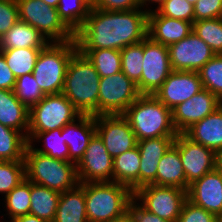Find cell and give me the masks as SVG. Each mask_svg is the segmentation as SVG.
Segmentation results:
<instances>
[{
    "label": "cell",
    "instance_id": "cell-1",
    "mask_svg": "<svg viewBox=\"0 0 222 222\" xmlns=\"http://www.w3.org/2000/svg\"><path fill=\"white\" fill-rule=\"evenodd\" d=\"M105 11L91 6L82 27L75 33L79 50L117 49L142 42L148 36L147 8Z\"/></svg>",
    "mask_w": 222,
    "mask_h": 222
},
{
    "label": "cell",
    "instance_id": "cell-2",
    "mask_svg": "<svg viewBox=\"0 0 222 222\" xmlns=\"http://www.w3.org/2000/svg\"><path fill=\"white\" fill-rule=\"evenodd\" d=\"M100 75L77 49L70 58L62 93L81 115L98 116Z\"/></svg>",
    "mask_w": 222,
    "mask_h": 222
},
{
    "label": "cell",
    "instance_id": "cell-3",
    "mask_svg": "<svg viewBox=\"0 0 222 222\" xmlns=\"http://www.w3.org/2000/svg\"><path fill=\"white\" fill-rule=\"evenodd\" d=\"M137 141L158 137H176L171 110L154 95L141 94L125 111Z\"/></svg>",
    "mask_w": 222,
    "mask_h": 222
},
{
    "label": "cell",
    "instance_id": "cell-4",
    "mask_svg": "<svg viewBox=\"0 0 222 222\" xmlns=\"http://www.w3.org/2000/svg\"><path fill=\"white\" fill-rule=\"evenodd\" d=\"M26 179L63 193L79 184L76 163L38 153L28 144L24 156Z\"/></svg>",
    "mask_w": 222,
    "mask_h": 222
},
{
    "label": "cell",
    "instance_id": "cell-5",
    "mask_svg": "<svg viewBox=\"0 0 222 222\" xmlns=\"http://www.w3.org/2000/svg\"><path fill=\"white\" fill-rule=\"evenodd\" d=\"M88 222H111L124 215L134 198V192L116 182L84 183Z\"/></svg>",
    "mask_w": 222,
    "mask_h": 222
},
{
    "label": "cell",
    "instance_id": "cell-6",
    "mask_svg": "<svg viewBox=\"0 0 222 222\" xmlns=\"http://www.w3.org/2000/svg\"><path fill=\"white\" fill-rule=\"evenodd\" d=\"M77 49L76 39L49 42L41 49L32 74L45 95L62 93L70 58Z\"/></svg>",
    "mask_w": 222,
    "mask_h": 222
},
{
    "label": "cell",
    "instance_id": "cell-7",
    "mask_svg": "<svg viewBox=\"0 0 222 222\" xmlns=\"http://www.w3.org/2000/svg\"><path fill=\"white\" fill-rule=\"evenodd\" d=\"M80 115L63 93L45 95L29 109L28 143L38 133L62 129Z\"/></svg>",
    "mask_w": 222,
    "mask_h": 222
},
{
    "label": "cell",
    "instance_id": "cell-8",
    "mask_svg": "<svg viewBox=\"0 0 222 222\" xmlns=\"http://www.w3.org/2000/svg\"><path fill=\"white\" fill-rule=\"evenodd\" d=\"M19 20L37 29L48 42L75 39V33L60 18L57 8L41 0H16Z\"/></svg>",
    "mask_w": 222,
    "mask_h": 222
},
{
    "label": "cell",
    "instance_id": "cell-9",
    "mask_svg": "<svg viewBox=\"0 0 222 222\" xmlns=\"http://www.w3.org/2000/svg\"><path fill=\"white\" fill-rule=\"evenodd\" d=\"M140 95L137 85L122 71L102 77L99 85L98 116L123 115Z\"/></svg>",
    "mask_w": 222,
    "mask_h": 222
},
{
    "label": "cell",
    "instance_id": "cell-10",
    "mask_svg": "<svg viewBox=\"0 0 222 222\" xmlns=\"http://www.w3.org/2000/svg\"><path fill=\"white\" fill-rule=\"evenodd\" d=\"M134 198L149 212L162 219L177 222L187 200V191L177 187L149 184L136 190Z\"/></svg>",
    "mask_w": 222,
    "mask_h": 222
},
{
    "label": "cell",
    "instance_id": "cell-11",
    "mask_svg": "<svg viewBox=\"0 0 222 222\" xmlns=\"http://www.w3.org/2000/svg\"><path fill=\"white\" fill-rule=\"evenodd\" d=\"M143 53V70L137 89L140 94L154 95L173 71L168 46L157 43L147 36L143 40Z\"/></svg>",
    "mask_w": 222,
    "mask_h": 222
},
{
    "label": "cell",
    "instance_id": "cell-12",
    "mask_svg": "<svg viewBox=\"0 0 222 222\" xmlns=\"http://www.w3.org/2000/svg\"><path fill=\"white\" fill-rule=\"evenodd\" d=\"M79 183L113 182V158L97 133L76 164Z\"/></svg>",
    "mask_w": 222,
    "mask_h": 222
},
{
    "label": "cell",
    "instance_id": "cell-13",
    "mask_svg": "<svg viewBox=\"0 0 222 222\" xmlns=\"http://www.w3.org/2000/svg\"><path fill=\"white\" fill-rule=\"evenodd\" d=\"M95 126L112 158L137 146L135 133L123 115L95 116Z\"/></svg>",
    "mask_w": 222,
    "mask_h": 222
},
{
    "label": "cell",
    "instance_id": "cell-14",
    "mask_svg": "<svg viewBox=\"0 0 222 222\" xmlns=\"http://www.w3.org/2000/svg\"><path fill=\"white\" fill-rule=\"evenodd\" d=\"M168 51L174 71L198 72L215 56L212 49L193 32L181 41L168 46Z\"/></svg>",
    "mask_w": 222,
    "mask_h": 222
},
{
    "label": "cell",
    "instance_id": "cell-15",
    "mask_svg": "<svg viewBox=\"0 0 222 222\" xmlns=\"http://www.w3.org/2000/svg\"><path fill=\"white\" fill-rule=\"evenodd\" d=\"M173 145L179 150L189 185L215 169V152L208 147L191 141L184 134H177Z\"/></svg>",
    "mask_w": 222,
    "mask_h": 222
},
{
    "label": "cell",
    "instance_id": "cell-16",
    "mask_svg": "<svg viewBox=\"0 0 222 222\" xmlns=\"http://www.w3.org/2000/svg\"><path fill=\"white\" fill-rule=\"evenodd\" d=\"M222 101L208 89L203 88L192 98L171 110L172 123L178 134H183L193 124L213 113Z\"/></svg>",
    "mask_w": 222,
    "mask_h": 222
},
{
    "label": "cell",
    "instance_id": "cell-17",
    "mask_svg": "<svg viewBox=\"0 0 222 222\" xmlns=\"http://www.w3.org/2000/svg\"><path fill=\"white\" fill-rule=\"evenodd\" d=\"M203 89L196 71H172L154 96L170 110Z\"/></svg>",
    "mask_w": 222,
    "mask_h": 222
},
{
    "label": "cell",
    "instance_id": "cell-18",
    "mask_svg": "<svg viewBox=\"0 0 222 222\" xmlns=\"http://www.w3.org/2000/svg\"><path fill=\"white\" fill-rule=\"evenodd\" d=\"M187 199L222 219V173L214 169L190 184Z\"/></svg>",
    "mask_w": 222,
    "mask_h": 222
},
{
    "label": "cell",
    "instance_id": "cell-19",
    "mask_svg": "<svg viewBox=\"0 0 222 222\" xmlns=\"http://www.w3.org/2000/svg\"><path fill=\"white\" fill-rule=\"evenodd\" d=\"M149 8L148 36L155 42L170 46L193 32V23L159 15Z\"/></svg>",
    "mask_w": 222,
    "mask_h": 222
},
{
    "label": "cell",
    "instance_id": "cell-20",
    "mask_svg": "<svg viewBox=\"0 0 222 222\" xmlns=\"http://www.w3.org/2000/svg\"><path fill=\"white\" fill-rule=\"evenodd\" d=\"M95 133V116L90 115H80L62 128L61 135L64 136L69 150V162L78 163Z\"/></svg>",
    "mask_w": 222,
    "mask_h": 222
},
{
    "label": "cell",
    "instance_id": "cell-21",
    "mask_svg": "<svg viewBox=\"0 0 222 222\" xmlns=\"http://www.w3.org/2000/svg\"><path fill=\"white\" fill-rule=\"evenodd\" d=\"M191 141L217 152L222 149V105L183 133Z\"/></svg>",
    "mask_w": 222,
    "mask_h": 222
},
{
    "label": "cell",
    "instance_id": "cell-22",
    "mask_svg": "<svg viewBox=\"0 0 222 222\" xmlns=\"http://www.w3.org/2000/svg\"><path fill=\"white\" fill-rule=\"evenodd\" d=\"M152 184L177 187L188 191L190 185L186 182L179 150L174 145H172L160 159L156 179Z\"/></svg>",
    "mask_w": 222,
    "mask_h": 222
},
{
    "label": "cell",
    "instance_id": "cell-23",
    "mask_svg": "<svg viewBox=\"0 0 222 222\" xmlns=\"http://www.w3.org/2000/svg\"><path fill=\"white\" fill-rule=\"evenodd\" d=\"M0 124L20 131L27 137L29 109L20 102L13 90L0 89Z\"/></svg>",
    "mask_w": 222,
    "mask_h": 222
},
{
    "label": "cell",
    "instance_id": "cell-24",
    "mask_svg": "<svg viewBox=\"0 0 222 222\" xmlns=\"http://www.w3.org/2000/svg\"><path fill=\"white\" fill-rule=\"evenodd\" d=\"M54 222H88L84 183L60 194Z\"/></svg>",
    "mask_w": 222,
    "mask_h": 222
},
{
    "label": "cell",
    "instance_id": "cell-25",
    "mask_svg": "<svg viewBox=\"0 0 222 222\" xmlns=\"http://www.w3.org/2000/svg\"><path fill=\"white\" fill-rule=\"evenodd\" d=\"M49 42L34 27L18 20L7 33L0 38V50L12 48H44Z\"/></svg>",
    "mask_w": 222,
    "mask_h": 222
},
{
    "label": "cell",
    "instance_id": "cell-26",
    "mask_svg": "<svg viewBox=\"0 0 222 222\" xmlns=\"http://www.w3.org/2000/svg\"><path fill=\"white\" fill-rule=\"evenodd\" d=\"M140 151L138 146L113 158V182L139 189Z\"/></svg>",
    "mask_w": 222,
    "mask_h": 222
},
{
    "label": "cell",
    "instance_id": "cell-27",
    "mask_svg": "<svg viewBox=\"0 0 222 222\" xmlns=\"http://www.w3.org/2000/svg\"><path fill=\"white\" fill-rule=\"evenodd\" d=\"M60 192L30 182V212L48 222H54Z\"/></svg>",
    "mask_w": 222,
    "mask_h": 222
},
{
    "label": "cell",
    "instance_id": "cell-28",
    "mask_svg": "<svg viewBox=\"0 0 222 222\" xmlns=\"http://www.w3.org/2000/svg\"><path fill=\"white\" fill-rule=\"evenodd\" d=\"M28 144L22 132L0 124V161L24 160Z\"/></svg>",
    "mask_w": 222,
    "mask_h": 222
},
{
    "label": "cell",
    "instance_id": "cell-29",
    "mask_svg": "<svg viewBox=\"0 0 222 222\" xmlns=\"http://www.w3.org/2000/svg\"><path fill=\"white\" fill-rule=\"evenodd\" d=\"M43 48H12L0 50L8 67L17 78L21 75L32 73L37 57Z\"/></svg>",
    "mask_w": 222,
    "mask_h": 222
},
{
    "label": "cell",
    "instance_id": "cell-30",
    "mask_svg": "<svg viewBox=\"0 0 222 222\" xmlns=\"http://www.w3.org/2000/svg\"><path fill=\"white\" fill-rule=\"evenodd\" d=\"M92 62L100 77H107L122 71L120 50L96 49L80 50Z\"/></svg>",
    "mask_w": 222,
    "mask_h": 222
},
{
    "label": "cell",
    "instance_id": "cell-31",
    "mask_svg": "<svg viewBox=\"0 0 222 222\" xmlns=\"http://www.w3.org/2000/svg\"><path fill=\"white\" fill-rule=\"evenodd\" d=\"M91 0H59L57 11L63 22L76 33L84 24Z\"/></svg>",
    "mask_w": 222,
    "mask_h": 222
},
{
    "label": "cell",
    "instance_id": "cell-32",
    "mask_svg": "<svg viewBox=\"0 0 222 222\" xmlns=\"http://www.w3.org/2000/svg\"><path fill=\"white\" fill-rule=\"evenodd\" d=\"M62 129H55L48 132L38 133L30 142V145H33V149L38 153L46 154L55 159L69 161V150L65 142L64 136L61 135ZM36 139V140H35ZM44 140L43 148L34 147L33 142Z\"/></svg>",
    "mask_w": 222,
    "mask_h": 222
},
{
    "label": "cell",
    "instance_id": "cell-33",
    "mask_svg": "<svg viewBox=\"0 0 222 222\" xmlns=\"http://www.w3.org/2000/svg\"><path fill=\"white\" fill-rule=\"evenodd\" d=\"M193 33L202 39L215 55L222 54V17L194 21Z\"/></svg>",
    "mask_w": 222,
    "mask_h": 222
},
{
    "label": "cell",
    "instance_id": "cell-34",
    "mask_svg": "<svg viewBox=\"0 0 222 222\" xmlns=\"http://www.w3.org/2000/svg\"><path fill=\"white\" fill-rule=\"evenodd\" d=\"M6 210L10 217L18 218L30 212V181L24 179L4 196Z\"/></svg>",
    "mask_w": 222,
    "mask_h": 222
},
{
    "label": "cell",
    "instance_id": "cell-35",
    "mask_svg": "<svg viewBox=\"0 0 222 222\" xmlns=\"http://www.w3.org/2000/svg\"><path fill=\"white\" fill-rule=\"evenodd\" d=\"M120 53L122 72L137 85L141 80L143 70V41L126 46L120 50Z\"/></svg>",
    "mask_w": 222,
    "mask_h": 222
},
{
    "label": "cell",
    "instance_id": "cell-36",
    "mask_svg": "<svg viewBox=\"0 0 222 222\" xmlns=\"http://www.w3.org/2000/svg\"><path fill=\"white\" fill-rule=\"evenodd\" d=\"M202 86L222 101V54L215 55L198 71Z\"/></svg>",
    "mask_w": 222,
    "mask_h": 222
},
{
    "label": "cell",
    "instance_id": "cell-37",
    "mask_svg": "<svg viewBox=\"0 0 222 222\" xmlns=\"http://www.w3.org/2000/svg\"><path fill=\"white\" fill-rule=\"evenodd\" d=\"M13 91L28 109L39 103L45 96L32 73L17 77Z\"/></svg>",
    "mask_w": 222,
    "mask_h": 222
},
{
    "label": "cell",
    "instance_id": "cell-38",
    "mask_svg": "<svg viewBox=\"0 0 222 222\" xmlns=\"http://www.w3.org/2000/svg\"><path fill=\"white\" fill-rule=\"evenodd\" d=\"M24 179V160L0 161V193L7 195L13 188L18 186Z\"/></svg>",
    "mask_w": 222,
    "mask_h": 222
},
{
    "label": "cell",
    "instance_id": "cell-39",
    "mask_svg": "<svg viewBox=\"0 0 222 222\" xmlns=\"http://www.w3.org/2000/svg\"><path fill=\"white\" fill-rule=\"evenodd\" d=\"M156 8L159 15L194 23V5L187 0H165Z\"/></svg>",
    "mask_w": 222,
    "mask_h": 222
},
{
    "label": "cell",
    "instance_id": "cell-40",
    "mask_svg": "<svg viewBox=\"0 0 222 222\" xmlns=\"http://www.w3.org/2000/svg\"><path fill=\"white\" fill-rule=\"evenodd\" d=\"M176 137H158L137 141L140 157L162 158Z\"/></svg>",
    "mask_w": 222,
    "mask_h": 222
},
{
    "label": "cell",
    "instance_id": "cell-41",
    "mask_svg": "<svg viewBox=\"0 0 222 222\" xmlns=\"http://www.w3.org/2000/svg\"><path fill=\"white\" fill-rule=\"evenodd\" d=\"M177 222H222V219L215 214L194 205L187 199L182 206Z\"/></svg>",
    "mask_w": 222,
    "mask_h": 222
},
{
    "label": "cell",
    "instance_id": "cell-42",
    "mask_svg": "<svg viewBox=\"0 0 222 222\" xmlns=\"http://www.w3.org/2000/svg\"><path fill=\"white\" fill-rule=\"evenodd\" d=\"M19 20L16 0H0V38Z\"/></svg>",
    "mask_w": 222,
    "mask_h": 222
},
{
    "label": "cell",
    "instance_id": "cell-43",
    "mask_svg": "<svg viewBox=\"0 0 222 222\" xmlns=\"http://www.w3.org/2000/svg\"><path fill=\"white\" fill-rule=\"evenodd\" d=\"M222 17V0H198L194 4V21Z\"/></svg>",
    "mask_w": 222,
    "mask_h": 222
},
{
    "label": "cell",
    "instance_id": "cell-44",
    "mask_svg": "<svg viewBox=\"0 0 222 222\" xmlns=\"http://www.w3.org/2000/svg\"><path fill=\"white\" fill-rule=\"evenodd\" d=\"M91 6L105 11H128L142 8L140 0H91Z\"/></svg>",
    "mask_w": 222,
    "mask_h": 222
},
{
    "label": "cell",
    "instance_id": "cell-45",
    "mask_svg": "<svg viewBox=\"0 0 222 222\" xmlns=\"http://www.w3.org/2000/svg\"><path fill=\"white\" fill-rule=\"evenodd\" d=\"M160 159L161 158L140 157L139 188L152 184L155 181Z\"/></svg>",
    "mask_w": 222,
    "mask_h": 222
},
{
    "label": "cell",
    "instance_id": "cell-46",
    "mask_svg": "<svg viewBox=\"0 0 222 222\" xmlns=\"http://www.w3.org/2000/svg\"><path fill=\"white\" fill-rule=\"evenodd\" d=\"M128 211L132 215L134 222H172L149 212L140 203H137L135 198L131 200L128 206Z\"/></svg>",
    "mask_w": 222,
    "mask_h": 222
},
{
    "label": "cell",
    "instance_id": "cell-47",
    "mask_svg": "<svg viewBox=\"0 0 222 222\" xmlns=\"http://www.w3.org/2000/svg\"><path fill=\"white\" fill-rule=\"evenodd\" d=\"M16 77L7 65V62L0 52V89L14 90Z\"/></svg>",
    "mask_w": 222,
    "mask_h": 222
},
{
    "label": "cell",
    "instance_id": "cell-48",
    "mask_svg": "<svg viewBox=\"0 0 222 222\" xmlns=\"http://www.w3.org/2000/svg\"><path fill=\"white\" fill-rule=\"evenodd\" d=\"M16 219H17V222H48L32 214H26Z\"/></svg>",
    "mask_w": 222,
    "mask_h": 222
},
{
    "label": "cell",
    "instance_id": "cell-49",
    "mask_svg": "<svg viewBox=\"0 0 222 222\" xmlns=\"http://www.w3.org/2000/svg\"><path fill=\"white\" fill-rule=\"evenodd\" d=\"M215 169L222 173V149L215 152Z\"/></svg>",
    "mask_w": 222,
    "mask_h": 222
},
{
    "label": "cell",
    "instance_id": "cell-50",
    "mask_svg": "<svg viewBox=\"0 0 222 222\" xmlns=\"http://www.w3.org/2000/svg\"><path fill=\"white\" fill-rule=\"evenodd\" d=\"M111 222H134V219L129 211H127L124 215L113 219Z\"/></svg>",
    "mask_w": 222,
    "mask_h": 222
},
{
    "label": "cell",
    "instance_id": "cell-51",
    "mask_svg": "<svg viewBox=\"0 0 222 222\" xmlns=\"http://www.w3.org/2000/svg\"><path fill=\"white\" fill-rule=\"evenodd\" d=\"M165 0H140V3H141V7H143L144 9V6L147 5V3H157L159 7Z\"/></svg>",
    "mask_w": 222,
    "mask_h": 222
},
{
    "label": "cell",
    "instance_id": "cell-52",
    "mask_svg": "<svg viewBox=\"0 0 222 222\" xmlns=\"http://www.w3.org/2000/svg\"><path fill=\"white\" fill-rule=\"evenodd\" d=\"M41 1L47 5L55 7V8H57V6L59 4V0H41Z\"/></svg>",
    "mask_w": 222,
    "mask_h": 222
},
{
    "label": "cell",
    "instance_id": "cell-53",
    "mask_svg": "<svg viewBox=\"0 0 222 222\" xmlns=\"http://www.w3.org/2000/svg\"><path fill=\"white\" fill-rule=\"evenodd\" d=\"M190 4L194 5L198 0H187Z\"/></svg>",
    "mask_w": 222,
    "mask_h": 222
},
{
    "label": "cell",
    "instance_id": "cell-54",
    "mask_svg": "<svg viewBox=\"0 0 222 222\" xmlns=\"http://www.w3.org/2000/svg\"><path fill=\"white\" fill-rule=\"evenodd\" d=\"M9 218H11L10 220V222H17V219L16 218H14V217H9ZM7 222V221H6ZM9 222V221H8Z\"/></svg>",
    "mask_w": 222,
    "mask_h": 222
}]
</instances>
